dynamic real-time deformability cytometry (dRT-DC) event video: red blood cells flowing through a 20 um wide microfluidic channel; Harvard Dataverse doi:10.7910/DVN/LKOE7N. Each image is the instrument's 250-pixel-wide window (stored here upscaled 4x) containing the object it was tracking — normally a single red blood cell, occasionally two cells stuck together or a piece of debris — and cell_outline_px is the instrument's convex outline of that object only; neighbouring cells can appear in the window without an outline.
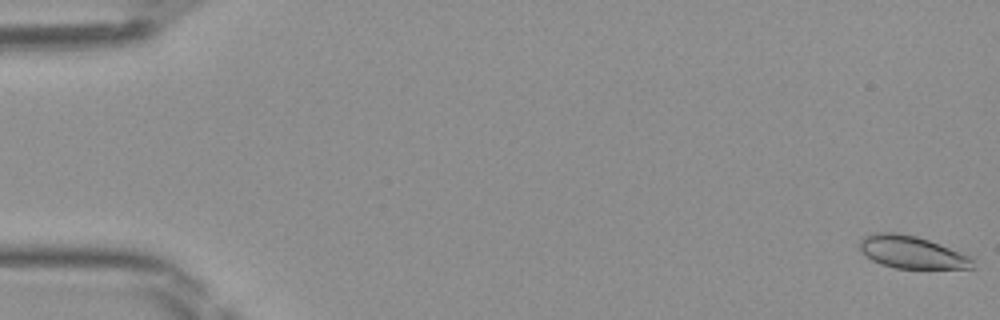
{"species": "Egyptian fruit bat (a non-hibernating species)", "species_latin": "Rousettus aegyptiacus", "temperature_condition": "room temperature", "stored_images_in_passage": 13, "camera_frame_rate_fps": 3000, "um_per_image_px": 0.085, "frame": {"image": 1, "passage_image": 1, "time_ms": 0.0, "image_size_px": [1000, 320], "cell_outline_px": [[976, 268], [896, 268], [880, 264], [872, 260], [860, 248], [860, 240], [864, 236], [872, 232], [896, 232], [916, 236], [940, 244], [972, 256], [976, 260]], "centroid_in_image_um": [77.56, 21.43], "position_along_channel_um": 7.4, "area_um2": 21.5}}